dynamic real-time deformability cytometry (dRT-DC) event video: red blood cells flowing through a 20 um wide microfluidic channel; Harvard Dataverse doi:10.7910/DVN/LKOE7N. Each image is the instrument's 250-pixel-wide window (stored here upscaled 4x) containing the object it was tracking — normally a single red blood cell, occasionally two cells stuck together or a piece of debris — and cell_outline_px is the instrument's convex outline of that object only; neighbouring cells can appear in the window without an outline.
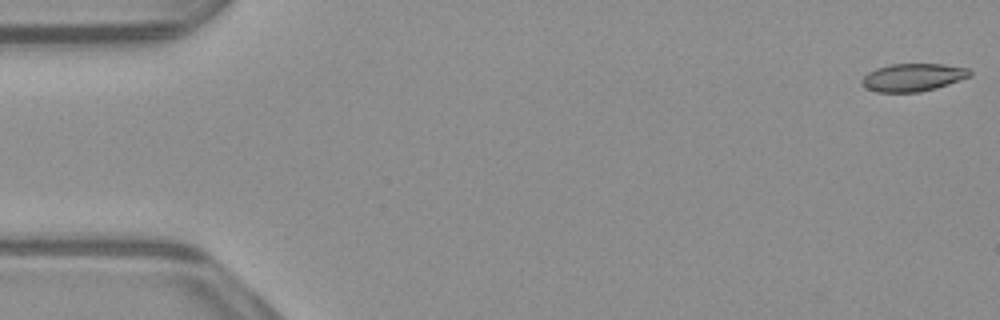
{"species": "common noctule bat (a hibernating species)", "species_latin": "Nyctalus noctula", "temperature_condition": "warm", "stored_images_in_passage": 53, "camera_frame_rate_fps": 3000, "um_per_image_px": 0.085, "animal": {"sex": "male", "body_mass_g": 23.1, "forearm_length_mm": 52.7}, "frame": {"image": 1, "passage_image": 1, "time_ms": 0.0, "image_size_px": [1000, 320], "cell_outline_px": [[972, 76], [936, 88], [920, 92], [876, 92], [860, 84], [860, 80], [868, 72], [876, 68], [888, 64], [944, 64], [968, 68], [972, 72]], "centroid_in_image_um": [77.6, 6.57], "position_along_channel_um": 7.4, "area_um2": 17.63}}
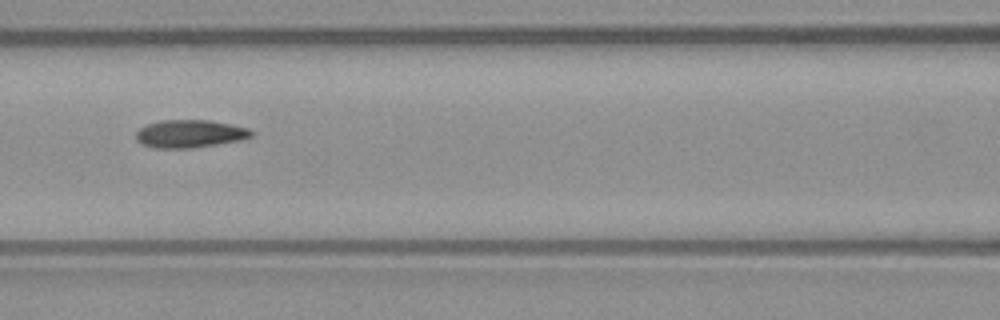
{"frame": {"image": 2, "passage_image": 23, "time_ms": 7.333, "image_size_px": [1000, 320], "cell_outline_px": [[256, 132], [252, 136], [244, 140], [192, 148], [156, 148], [140, 144], [136, 140], [136, 132], [140, 128], [148, 124], [160, 120], [208, 120], [248, 128]], "centroid_in_image_um": [16.15, 11.38], "position_along_channel_um": 150.4, "area_um2": 18.84}}
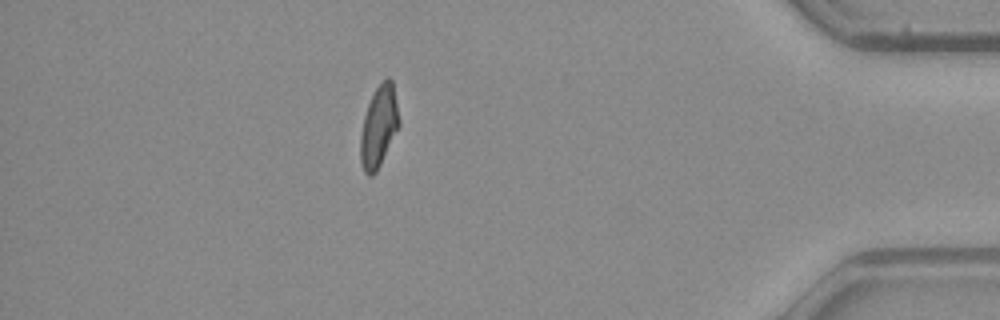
{"frame": {"image": 3, "passage_image": 46, "time_ms": 15.0, "image_size_px": [1000, 320], "cell_outline_px": [[400, 124], [376, 172], [372, 176], [368, 176], [364, 172], [360, 160], [360, 136], [364, 116], [368, 104], [376, 88], [388, 76], [392, 80], [400, 120]], "centroid_in_image_um": [32.19, 10.77], "position_along_channel_um": 403.0, "area_um2": 18.09}, "authors_computed_cell_mechanics": {"area_um2": 18.5538, "velocity_mm_per_s": 3.9357, "shape_relaxation_time_tau1_ms": 9.6253, "shape_relaxation_time_tau2_ms": 2.6748, "deformation_change_tau1": 0.2487, "deformation_change_tau2": 0.098}}